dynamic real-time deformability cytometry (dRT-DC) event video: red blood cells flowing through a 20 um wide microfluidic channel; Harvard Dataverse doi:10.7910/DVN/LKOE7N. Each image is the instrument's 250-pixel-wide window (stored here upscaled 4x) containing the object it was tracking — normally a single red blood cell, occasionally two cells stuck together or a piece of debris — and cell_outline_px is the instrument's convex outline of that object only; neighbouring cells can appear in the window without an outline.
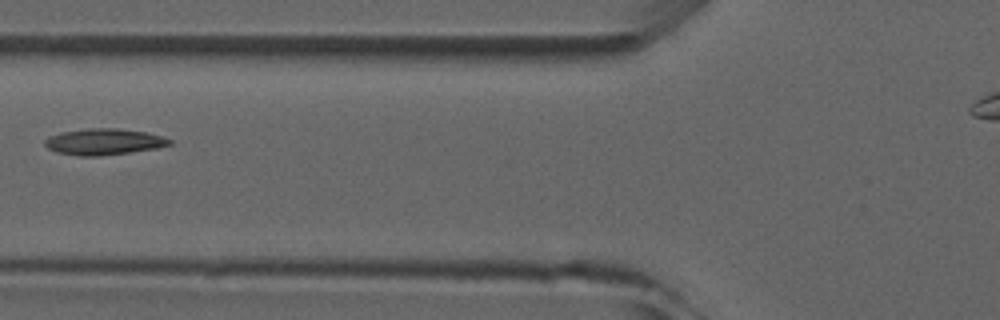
{"species": "common noctule bat (a hibernating species)", "species_latin": "Nyctalus noctula", "temperature_condition": "room temperature", "stored_images_in_passage": 6, "camera_frame_rate_fps": 3000, "um_per_image_px": 0.085, "animal": {"sex": "male", "forearm_length_mm": 52.5}, "frame": {"image": 1, "passage_image": 5, "time_ms": 5.667, "image_size_px": [1000, 320], "cell_outline_px": [[172, 144], [156, 148], [100, 156], [80, 156], [56, 152], [48, 148], [44, 144], [44, 140], [48, 136], [60, 132], [88, 128], [116, 128], [148, 132], [172, 140]], "centroid_in_image_um": [8.79, 12.04], "position_along_channel_um": 117.0, "area_um2": 19.07}}
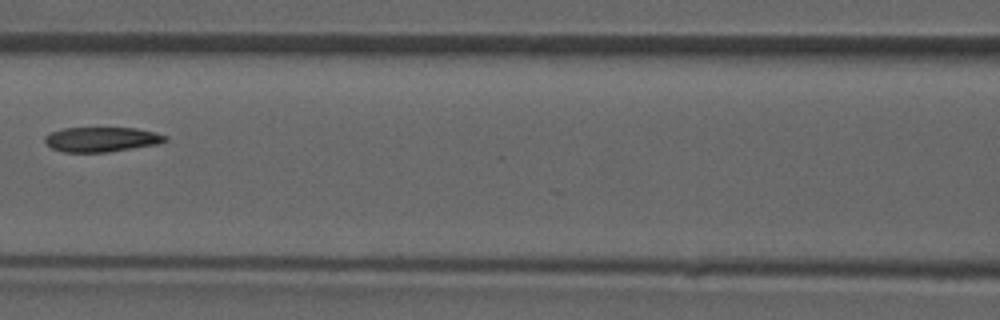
{"frame": {"image": 2, "passage_image": 6, "time_ms": 6.667, "image_size_px": [1000, 320], "cell_outline_px": [[168, 140], [160, 144], [108, 152], [64, 152], [52, 148], [44, 140], [44, 136], [52, 132], [64, 128], [136, 128], [156, 132], [168, 136]], "centroid_in_image_um": [8.69, 11.85], "position_along_channel_um": 157.9, "area_um2": 17.46}}